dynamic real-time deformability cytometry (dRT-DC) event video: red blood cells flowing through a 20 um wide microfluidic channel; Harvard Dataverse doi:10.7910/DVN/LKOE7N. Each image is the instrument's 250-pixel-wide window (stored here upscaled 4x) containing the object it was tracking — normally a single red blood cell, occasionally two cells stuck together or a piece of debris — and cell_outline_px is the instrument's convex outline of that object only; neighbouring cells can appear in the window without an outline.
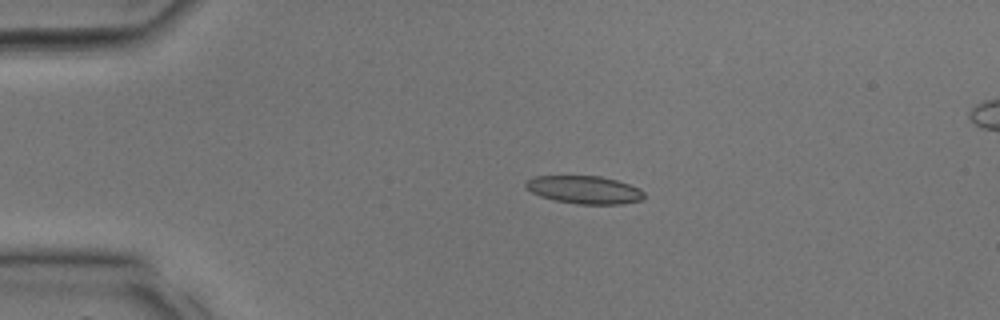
{"species": "common noctule bat (a hibernating species)", "species_latin": "Nyctalus noctula", "temperature_condition": "room temperature", "stored_images_in_passage": 12, "camera_frame_rate_fps": 3000, "um_per_image_px": 0.085, "animal": {"sex": "male", "body_mass_g": 17.9, "forearm_length_mm": 54.2}, "frame": {"image": 1, "passage_image": 7, "time_ms": 2.0, "image_size_px": [1000, 320], "cell_outline_px": [[644, 200], [620, 204], [576, 204], [552, 200], [540, 196], [532, 192], [524, 184], [524, 180], [532, 176], [600, 176], [616, 180], [640, 188], [644, 192]], "centroid_in_image_um": [49.66, 16.13], "position_along_channel_um": 35.3, "area_um2": 19.42}}